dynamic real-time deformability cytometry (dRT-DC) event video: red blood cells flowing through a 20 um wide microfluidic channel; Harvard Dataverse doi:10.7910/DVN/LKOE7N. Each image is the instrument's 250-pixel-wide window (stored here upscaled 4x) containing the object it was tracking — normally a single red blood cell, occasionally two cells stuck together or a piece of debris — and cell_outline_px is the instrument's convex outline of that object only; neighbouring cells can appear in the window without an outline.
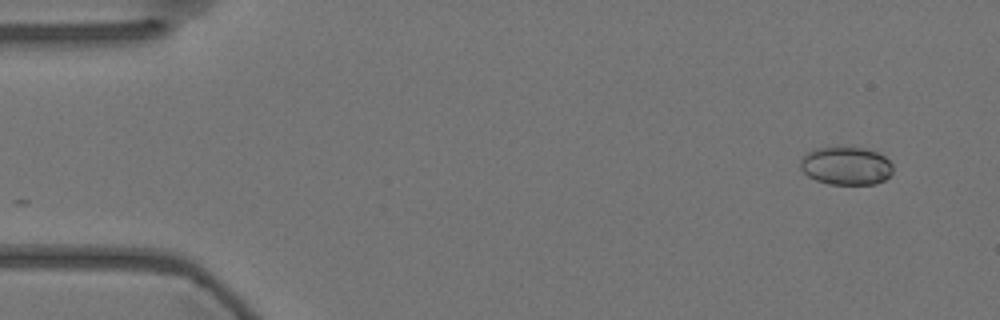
{"species": "Egyptian fruit bat (a non-hibernating species)", "species_latin": "Rousettus aegyptiacus", "temperature_condition": "warm", "stored_images_in_passage": 53, "camera_frame_rate_fps": 3000, "um_per_image_px": 0.085, "animal": {"sex": "female"}, "frame": {"image": 1, "passage_image": 1, "time_ms": 0.0, "image_size_px": [1000, 320], "cell_outline_px": [[892, 172], [884, 180], [876, 184], [828, 184], [816, 180], [808, 176], [800, 168], [800, 160], [808, 152], [816, 148], [864, 148], [876, 152], [884, 156], [892, 164]], "centroid_in_image_um": [71.91, 14.11], "position_along_channel_um": 13.1, "area_um2": 20.35}}
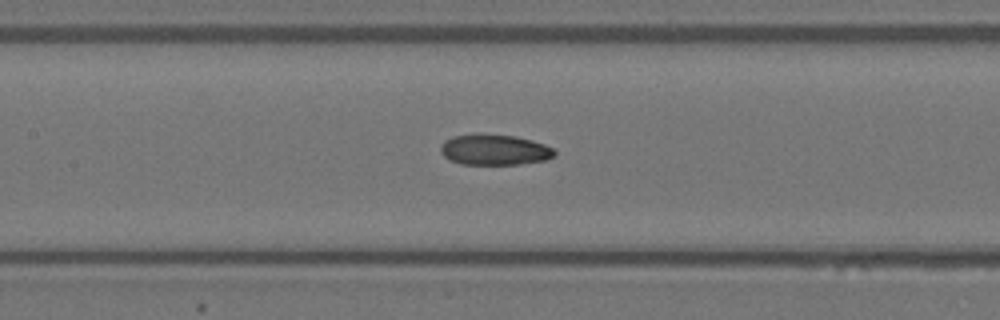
{"frame": {"image": 2, "passage_image": 23, "time_ms": 7.333, "image_size_px": [1000, 320], "cell_outline_px": [[556, 156], [548, 160], [520, 164], [460, 164], [448, 160], [440, 152], [440, 144], [444, 140], [452, 136], [476, 132], [516, 136], [532, 140], [544, 144], [552, 148], [556, 152]], "centroid_in_image_um": [42.0, 12.71], "position_along_channel_um": 165.4, "area_um2": 20.98}}
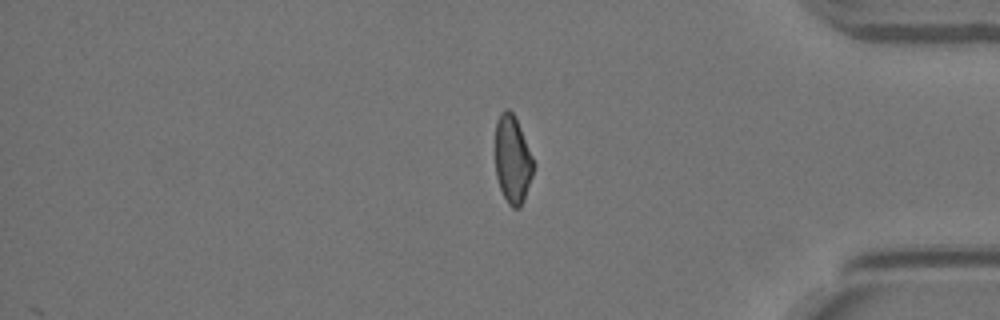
{"frame": {"image": 3, "passage_image": 44, "time_ms": 14.333, "image_size_px": [1000, 320], "cell_outline_px": [[536, 164], [524, 200], [520, 208], [512, 208], [508, 204], [500, 188], [496, 176], [496, 120], [500, 112], [504, 108], [508, 108], [512, 112], [520, 128]], "centroid_in_image_um": [43.57, 13.57], "position_along_channel_um": 391.6, "area_um2": 19.59}, "authors_computed_cell_mechanics": {"area_um2": 20.4034, "velocity_mm_per_s": 3.6079, "shape_relaxation_time_tau1_ms": 10.1472, "shape_relaxation_time_tau2_ms": 3.0111, "deformation_change_tau1": 0.2382, "deformation_change_tau2": 0.0833}}